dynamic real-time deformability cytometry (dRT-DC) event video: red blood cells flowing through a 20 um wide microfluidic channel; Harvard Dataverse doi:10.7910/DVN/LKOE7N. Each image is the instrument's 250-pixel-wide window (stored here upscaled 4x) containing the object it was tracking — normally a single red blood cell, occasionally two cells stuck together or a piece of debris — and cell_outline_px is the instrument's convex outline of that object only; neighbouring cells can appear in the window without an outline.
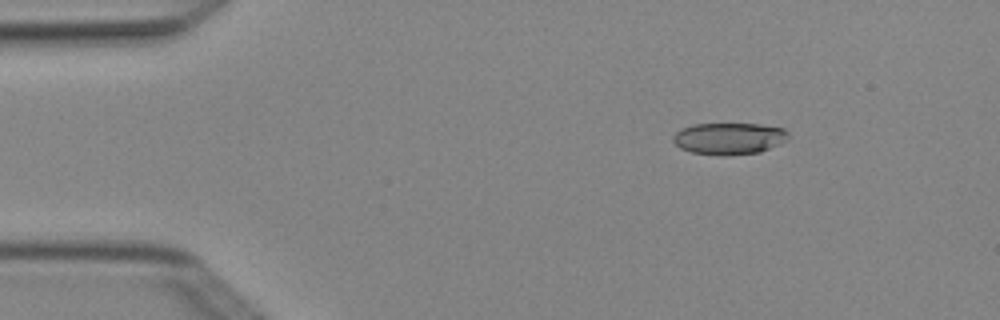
{"species": "Egyptian fruit bat (a non-hibernating species)", "species_latin": "Rousettus aegyptiacus", "temperature_condition": "cold", "stored_images_in_passage": 4, "camera_frame_rate_fps": 3000, "um_per_image_px": 0.085, "animal": {"sex": "female"}, "frame": {"image": 1, "passage_image": 2, "time_ms": 0.333, "image_size_px": [1000, 320], "cell_outline_px": [[788, 140], [780, 144], [760, 152], [692, 152], [680, 148], [672, 140], [672, 136], [676, 132], [692, 124], [760, 124], [784, 128], [788, 132]], "centroid_in_image_um": [62.01, 11.71], "position_along_channel_um": 23.0, "area_um2": 20.4}}
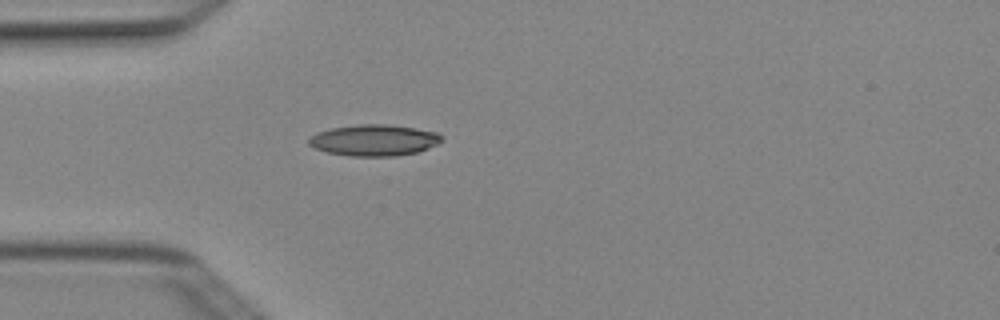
{"frame": {"image": 2, "passage_image": 4, "time_ms": 1.0, "image_size_px": [1000, 320], "cell_outline_px": [[444, 140], [428, 148], [416, 152], [396, 156], [348, 156], [328, 152], [316, 148], [308, 144], [308, 140], [316, 132], [332, 128], [360, 124], [388, 124], [416, 128], [440, 132]], "centroid_in_image_um": [31.83, 11.91], "position_along_channel_um": 53.2, "area_um2": 24.28}}